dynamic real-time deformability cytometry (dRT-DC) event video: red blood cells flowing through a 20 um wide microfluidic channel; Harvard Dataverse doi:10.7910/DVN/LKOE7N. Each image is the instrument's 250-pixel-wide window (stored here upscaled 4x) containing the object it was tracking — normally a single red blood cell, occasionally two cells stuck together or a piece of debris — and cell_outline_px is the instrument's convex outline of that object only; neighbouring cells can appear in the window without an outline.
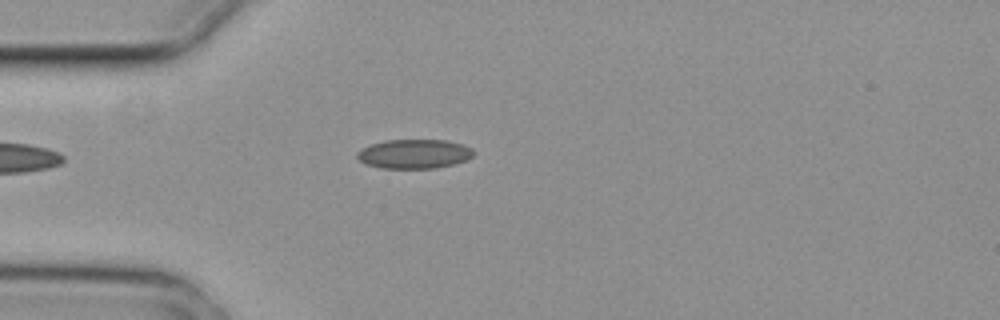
{"species": "common noctule bat (a hibernating species)", "species_latin": "Nyctalus noctula", "temperature_condition": "cold", "stored_images_in_passage": 1, "camera_frame_rate_fps": 3000, "um_per_image_px": 0.085, "animal": {"sex": "female", "body_mass_g": 29.2, "forearm_length_mm": 56.3}, "frame": {"image": 1, "passage_image": 1, "time_ms": 0.0, "image_size_px": [1000, 320], "cell_outline_px": [[476, 152], [468, 160], [456, 164], [436, 168], [380, 168], [368, 164], [360, 160], [356, 156], [356, 152], [372, 144], [384, 140], [444, 140], [464, 144], [472, 148]], "centroid_in_image_um": [35.27, 13.08], "position_along_channel_um": 49.7, "area_um2": 19.94}}